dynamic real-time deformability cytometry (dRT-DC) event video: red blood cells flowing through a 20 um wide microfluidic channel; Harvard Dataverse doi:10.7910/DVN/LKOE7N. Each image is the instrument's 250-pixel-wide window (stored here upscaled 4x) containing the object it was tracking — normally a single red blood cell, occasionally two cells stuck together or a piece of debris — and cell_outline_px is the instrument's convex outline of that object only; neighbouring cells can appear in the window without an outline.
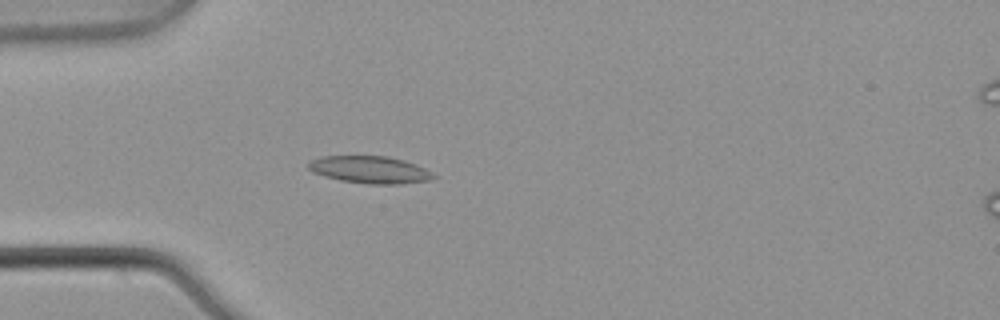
{"species": "common noctule bat (a hibernating species)", "species_latin": "Nyctalus noctula", "temperature_condition": "warm", "stored_images_in_passage": 6, "camera_frame_rate_fps": 3000, "um_per_image_px": 0.085, "animal": {"sex": "male", "body_mass_g": 21.5, "forearm_length_mm": 52.0}, "frame": {"image": 1, "passage_image": 5, "time_ms": 1.333, "image_size_px": [1000, 320], "cell_outline_px": [[436, 176], [428, 180], [400, 184], [368, 184], [340, 180], [324, 176], [312, 172], [308, 168], [308, 164], [312, 160], [320, 156], [388, 156], [404, 160], [416, 164], [432, 172]], "centroid_in_image_um": [31.43, 14.42], "position_along_channel_um": 53.6, "area_um2": 19.83}}